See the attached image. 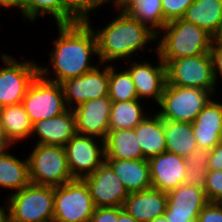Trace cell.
I'll return each mask as SVG.
<instances>
[{
  "label": "cell",
  "mask_w": 222,
  "mask_h": 222,
  "mask_svg": "<svg viewBox=\"0 0 222 222\" xmlns=\"http://www.w3.org/2000/svg\"><path fill=\"white\" fill-rule=\"evenodd\" d=\"M93 20L72 24H56L57 36L53 39V47L49 52V66L39 64V75L51 82L61 84L67 79L79 77L98 64L92 62L93 56L98 58V48Z\"/></svg>",
  "instance_id": "1"
},
{
  "label": "cell",
  "mask_w": 222,
  "mask_h": 222,
  "mask_svg": "<svg viewBox=\"0 0 222 222\" xmlns=\"http://www.w3.org/2000/svg\"><path fill=\"white\" fill-rule=\"evenodd\" d=\"M113 6V11L117 12L115 18L108 19L110 21L102 28H93L97 40V60L102 64H115L114 62L119 61L125 64V61L131 60L136 54H141L138 52L157 51V34L118 6ZM153 42L155 48L148 46Z\"/></svg>",
  "instance_id": "2"
},
{
  "label": "cell",
  "mask_w": 222,
  "mask_h": 222,
  "mask_svg": "<svg viewBox=\"0 0 222 222\" xmlns=\"http://www.w3.org/2000/svg\"><path fill=\"white\" fill-rule=\"evenodd\" d=\"M213 39L206 30L180 18L157 34V53L167 65L171 60L209 53Z\"/></svg>",
  "instance_id": "3"
},
{
  "label": "cell",
  "mask_w": 222,
  "mask_h": 222,
  "mask_svg": "<svg viewBox=\"0 0 222 222\" xmlns=\"http://www.w3.org/2000/svg\"><path fill=\"white\" fill-rule=\"evenodd\" d=\"M7 222H44L54 216V186L29 184L6 196Z\"/></svg>",
  "instance_id": "4"
},
{
  "label": "cell",
  "mask_w": 222,
  "mask_h": 222,
  "mask_svg": "<svg viewBox=\"0 0 222 222\" xmlns=\"http://www.w3.org/2000/svg\"><path fill=\"white\" fill-rule=\"evenodd\" d=\"M27 160L31 184L55 187L73 180L63 146L35 144Z\"/></svg>",
  "instance_id": "5"
},
{
  "label": "cell",
  "mask_w": 222,
  "mask_h": 222,
  "mask_svg": "<svg viewBox=\"0 0 222 222\" xmlns=\"http://www.w3.org/2000/svg\"><path fill=\"white\" fill-rule=\"evenodd\" d=\"M214 95L207 90L166 83L156 113L165 120L193 123Z\"/></svg>",
  "instance_id": "6"
},
{
  "label": "cell",
  "mask_w": 222,
  "mask_h": 222,
  "mask_svg": "<svg viewBox=\"0 0 222 222\" xmlns=\"http://www.w3.org/2000/svg\"><path fill=\"white\" fill-rule=\"evenodd\" d=\"M0 58L3 63L0 66V108L22 103L29 86L39 75V63L34 59L19 61L4 52Z\"/></svg>",
  "instance_id": "7"
},
{
  "label": "cell",
  "mask_w": 222,
  "mask_h": 222,
  "mask_svg": "<svg viewBox=\"0 0 222 222\" xmlns=\"http://www.w3.org/2000/svg\"><path fill=\"white\" fill-rule=\"evenodd\" d=\"M166 70L168 84L207 90L214 96L219 92L214 80L210 52L171 60L166 65Z\"/></svg>",
  "instance_id": "8"
},
{
  "label": "cell",
  "mask_w": 222,
  "mask_h": 222,
  "mask_svg": "<svg viewBox=\"0 0 222 222\" xmlns=\"http://www.w3.org/2000/svg\"><path fill=\"white\" fill-rule=\"evenodd\" d=\"M95 206L83 179L54 187V216L60 222H90Z\"/></svg>",
  "instance_id": "9"
},
{
  "label": "cell",
  "mask_w": 222,
  "mask_h": 222,
  "mask_svg": "<svg viewBox=\"0 0 222 222\" xmlns=\"http://www.w3.org/2000/svg\"><path fill=\"white\" fill-rule=\"evenodd\" d=\"M22 105L32 124L59 116L68 110L62 85L40 75L29 86Z\"/></svg>",
  "instance_id": "10"
},
{
  "label": "cell",
  "mask_w": 222,
  "mask_h": 222,
  "mask_svg": "<svg viewBox=\"0 0 222 222\" xmlns=\"http://www.w3.org/2000/svg\"><path fill=\"white\" fill-rule=\"evenodd\" d=\"M73 179L91 175L105 161L104 140L76 133L64 146Z\"/></svg>",
  "instance_id": "11"
},
{
  "label": "cell",
  "mask_w": 222,
  "mask_h": 222,
  "mask_svg": "<svg viewBox=\"0 0 222 222\" xmlns=\"http://www.w3.org/2000/svg\"><path fill=\"white\" fill-rule=\"evenodd\" d=\"M157 56L156 63L154 61L142 60L138 61L136 56L133 61H126V69L129 71L133 83L136 87L138 99L145 101L152 100L156 106L160 103L161 97L167 83L166 65L161 60L160 55L155 51ZM136 60V61H135ZM151 62V63H150ZM130 63V64H129ZM155 63V65H154ZM150 98V99H149Z\"/></svg>",
  "instance_id": "12"
},
{
  "label": "cell",
  "mask_w": 222,
  "mask_h": 222,
  "mask_svg": "<svg viewBox=\"0 0 222 222\" xmlns=\"http://www.w3.org/2000/svg\"><path fill=\"white\" fill-rule=\"evenodd\" d=\"M61 85L68 109H74L91 99L108 96L109 64L100 63L93 70L79 77L67 79Z\"/></svg>",
  "instance_id": "13"
},
{
  "label": "cell",
  "mask_w": 222,
  "mask_h": 222,
  "mask_svg": "<svg viewBox=\"0 0 222 222\" xmlns=\"http://www.w3.org/2000/svg\"><path fill=\"white\" fill-rule=\"evenodd\" d=\"M83 180L88 186L95 207H123L129 195L122 181L106 161Z\"/></svg>",
  "instance_id": "14"
},
{
  "label": "cell",
  "mask_w": 222,
  "mask_h": 222,
  "mask_svg": "<svg viewBox=\"0 0 222 222\" xmlns=\"http://www.w3.org/2000/svg\"><path fill=\"white\" fill-rule=\"evenodd\" d=\"M207 203L203 188L184 183L167 193L164 216L168 222H197L199 213Z\"/></svg>",
  "instance_id": "15"
},
{
  "label": "cell",
  "mask_w": 222,
  "mask_h": 222,
  "mask_svg": "<svg viewBox=\"0 0 222 222\" xmlns=\"http://www.w3.org/2000/svg\"><path fill=\"white\" fill-rule=\"evenodd\" d=\"M111 107L109 96L91 99L75 107L77 133L104 140L109 132Z\"/></svg>",
  "instance_id": "16"
},
{
  "label": "cell",
  "mask_w": 222,
  "mask_h": 222,
  "mask_svg": "<svg viewBox=\"0 0 222 222\" xmlns=\"http://www.w3.org/2000/svg\"><path fill=\"white\" fill-rule=\"evenodd\" d=\"M148 163L152 188L168 193L184 184L185 157L166 151L148 159Z\"/></svg>",
  "instance_id": "17"
},
{
  "label": "cell",
  "mask_w": 222,
  "mask_h": 222,
  "mask_svg": "<svg viewBox=\"0 0 222 222\" xmlns=\"http://www.w3.org/2000/svg\"><path fill=\"white\" fill-rule=\"evenodd\" d=\"M76 133L75 114L68 109L59 116L33 123L30 138L37 141L35 144L64 147Z\"/></svg>",
  "instance_id": "18"
},
{
  "label": "cell",
  "mask_w": 222,
  "mask_h": 222,
  "mask_svg": "<svg viewBox=\"0 0 222 222\" xmlns=\"http://www.w3.org/2000/svg\"><path fill=\"white\" fill-rule=\"evenodd\" d=\"M213 96L197 115L192 123L193 134L198 148L212 150L219 140V130L222 124V103ZM218 100V102H217Z\"/></svg>",
  "instance_id": "19"
},
{
  "label": "cell",
  "mask_w": 222,
  "mask_h": 222,
  "mask_svg": "<svg viewBox=\"0 0 222 222\" xmlns=\"http://www.w3.org/2000/svg\"><path fill=\"white\" fill-rule=\"evenodd\" d=\"M123 210L138 222H150L163 216L167 208V193L150 188L129 193L124 201Z\"/></svg>",
  "instance_id": "20"
},
{
  "label": "cell",
  "mask_w": 222,
  "mask_h": 222,
  "mask_svg": "<svg viewBox=\"0 0 222 222\" xmlns=\"http://www.w3.org/2000/svg\"><path fill=\"white\" fill-rule=\"evenodd\" d=\"M122 181L128 193L152 188L150 167L147 159H105Z\"/></svg>",
  "instance_id": "21"
},
{
  "label": "cell",
  "mask_w": 222,
  "mask_h": 222,
  "mask_svg": "<svg viewBox=\"0 0 222 222\" xmlns=\"http://www.w3.org/2000/svg\"><path fill=\"white\" fill-rule=\"evenodd\" d=\"M134 132L145 159L166 152L163 119L153 110L134 128Z\"/></svg>",
  "instance_id": "22"
},
{
  "label": "cell",
  "mask_w": 222,
  "mask_h": 222,
  "mask_svg": "<svg viewBox=\"0 0 222 222\" xmlns=\"http://www.w3.org/2000/svg\"><path fill=\"white\" fill-rule=\"evenodd\" d=\"M104 150L105 159H145L134 129L109 130L104 139Z\"/></svg>",
  "instance_id": "23"
},
{
  "label": "cell",
  "mask_w": 222,
  "mask_h": 222,
  "mask_svg": "<svg viewBox=\"0 0 222 222\" xmlns=\"http://www.w3.org/2000/svg\"><path fill=\"white\" fill-rule=\"evenodd\" d=\"M182 19L194 23L215 38L222 26V0H194Z\"/></svg>",
  "instance_id": "24"
},
{
  "label": "cell",
  "mask_w": 222,
  "mask_h": 222,
  "mask_svg": "<svg viewBox=\"0 0 222 222\" xmlns=\"http://www.w3.org/2000/svg\"><path fill=\"white\" fill-rule=\"evenodd\" d=\"M118 7L156 34L165 26L161 0H123Z\"/></svg>",
  "instance_id": "25"
},
{
  "label": "cell",
  "mask_w": 222,
  "mask_h": 222,
  "mask_svg": "<svg viewBox=\"0 0 222 222\" xmlns=\"http://www.w3.org/2000/svg\"><path fill=\"white\" fill-rule=\"evenodd\" d=\"M19 157L11 152L0 156V188L3 191L9 189L14 193L30 184L27 157L23 160Z\"/></svg>",
  "instance_id": "26"
},
{
  "label": "cell",
  "mask_w": 222,
  "mask_h": 222,
  "mask_svg": "<svg viewBox=\"0 0 222 222\" xmlns=\"http://www.w3.org/2000/svg\"><path fill=\"white\" fill-rule=\"evenodd\" d=\"M163 128L167 152L186 158L194 149L198 148L193 134L192 123L163 119Z\"/></svg>",
  "instance_id": "27"
},
{
  "label": "cell",
  "mask_w": 222,
  "mask_h": 222,
  "mask_svg": "<svg viewBox=\"0 0 222 222\" xmlns=\"http://www.w3.org/2000/svg\"><path fill=\"white\" fill-rule=\"evenodd\" d=\"M0 117L7 137L15 146L30 139L32 123L22 103L1 107Z\"/></svg>",
  "instance_id": "28"
},
{
  "label": "cell",
  "mask_w": 222,
  "mask_h": 222,
  "mask_svg": "<svg viewBox=\"0 0 222 222\" xmlns=\"http://www.w3.org/2000/svg\"><path fill=\"white\" fill-rule=\"evenodd\" d=\"M143 104L139 99L112 102L109 130L134 129L151 111Z\"/></svg>",
  "instance_id": "29"
},
{
  "label": "cell",
  "mask_w": 222,
  "mask_h": 222,
  "mask_svg": "<svg viewBox=\"0 0 222 222\" xmlns=\"http://www.w3.org/2000/svg\"><path fill=\"white\" fill-rule=\"evenodd\" d=\"M19 13L26 22L35 23L39 17L48 15L55 19V24H65L63 0H20Z\"/></svg>",
  "instance_id": "30"
},
{
  "label": "cell",
  "mask_w": 222,
  "mask_h": 222,
  "mask_svg": "<svg viewBox=\"0 0 222 222\" xmlns=\"http://www.w3.org/2000/svg\"><path fill=\"white\" fill-rule=\"evenodd\" d=\"M117 64H109V98L112 102L138 99L136 87L129 71L125 67L118 70Z\"/></svg>",
  "instance_id": "31"
},
{
  "label": "cell",
  "mask_w": 222,
  "mask_h": 222,
  "mask_svg": "<svg viewBox=\"0 0 222 222\" xmlns=\"http://www.w3.org/2000/svg\"><path fill=\"white\" fill-rule=\"evenodd\" d=\"M210 153L211 150L197 148L185 158L186 177L184 183L186 185L204 187Z\"/></svg>",
  "instance_id": "32"
},
{
  "label": "cell",
  "mask_w": 222,
  "mask_h": 222,
  "mask_svg": "<svg viewBox=\"0 0 222 222\" xmlns=\"http://www.w3.org/2000/svg\"><path fill=\"white\" fill-rule=\"evenodd\" d=\"M65 24L87 22L94 11L102 6L113 4L112 0H63Z\"/></svg>",
  "instance_id": "33"
},
{
  "label": "cell",
  "mask_w": 222,
  "mask_h": 222,
  "mask_svg": "<svg viewBox=\"0 0 222 222\" xmlns=\"http://www.w3.org/2000/svg\"><path fill=\"white\" fill-rule=\"evenodd\" d=\"M203 189L208 202L222 203V171L208 170Z\"/></svg>",
  "instance_id": "34"
},
{
  "label": "cell",
  "mask_w": 222,
  "mask_h": 222,
  "mask_svg": "<svg viewBox=\"0 0 222 222\" xmlns=\"http://www.w3.org/2000/svg\"><path fill=\"white\" fill-rule=\"evenodd\" d=\"M194 0H161L165 25L184 16Z\"/></svg>",
  "instance_id": "35"
},
{
  "label": "cell",
  "mask_w": 222,
  "mask_h": 222,
  "mask_svg": "<svg viewBox=\"0 0 222 222\" xmlns=\"http://www.w3.org/2000/svg\"><path fill=\"white\" fill-rule=\"evenodd\" d=\"M197 222H222V203L208 202L199 213Z\"/></svg>",
  "instance_id": "36"
},
{
  "label": "cell",
  "mask_w": 222,
  "mask_h": 222,
  "mask_svg": "<svg viewBox=\"0 0 222 222\" xmlns=\"http://www.w3.org/2000/svg\"><path fill=\"white\" fill-rule=\"evenodd\" d=\"M210 54L213 61L214 80L218 86V83L222 84V80H220V78L222 79V42L217 41L214 38L211 45ZM219 80L221 82H219Z\"/></svg>",
  "instance_id": "37"
},
{
  "label": "cell",
  "mask_w": 222,
  "mask_h": 222,
  "mask_svg": "<svg viewBox=\"0 0 222 222\" xmlns=\"http://www.w3.org/2000/svg\"><path fill=\"white\" fill-rule=\"evenodd\" d=\"M90 222H118V207H95Z\"/></svg>",
  "instance_id": "38"
},
{
  "label": "cell",
  "mask_w": 222,
  "mask_h": 222,
  "mask_svg": "<svg viewBox=\"0 0 222 222\" xmlns=\"http://www.w3.org/2000/svg\"><path fill=\"white\" fill-rule=\"evenodd\" d=\"M208 170L222 171V142L217 144L210 153L208 161Z\"/></svg>",
  "instance_id": "39"
},
{
  "label": "cell",
  "mask_w": 222,
  "mask_h": 222,
  "mask_svg": "<svg viewBox=\"0 0 222 222\" xmlns=\"http://www.w3.org/2000/svg\"><path fill=\"white\" fill-rule=\"evenodd\" d=\"M19 0H0V9H4L5 11L7 10H14L17 9L19 10ZM7 9V10H6Z\"/></svg>",
  "instance_id": "40"
},
{
  "label": "cell",
  "mask_w": 222,
  "mask_h": 222,
  "mask_svg": "<svg viewBox=\"0 0 222 222\" xmlns=\"http://www.w3.org/2000/svg\"><path fill=\"white\" fill-rule=\"evenodd\" d=\"M118 222H138L122 207H118Z\"/></svg>",
  "instance_id": "41"
},
{
  "label": "cell",
  "mask_w": 222,
  "mask_h": 222,
  "mask_svg": "<svg viewBox=\"0 0 222 222\" xmlns=\"http://www.w3.org/2000/svg\"><path fill=\"white\" fill-rule=\"evenodd\" d=\"M15 144H13L10 140H0V156L8 153V150H11L14 147Z\"/></svg>",
  "instance_id": "42"
},
{
  "label": "cell",
  "mask_w": 222,
  "mask_h": 222,
  "mask_svg": "<svg viewBox=\"0 0 222 222\" xmlns=\"http://www.w3.org/2000/svg\"><path fill=\"white\" fill-rule=\"evenodd\" d=\"M0 222H7V208L6 204L0 208Z\"/></svg>",
  "instance_id": "43"
},
{
  "label": "cell",
  "mask_w": 222,
  "mask_h": 222,
  "mask_svg": "<svg viewBox=\"0 0 222 222\" xmlns=\"http://www.w3.org/2000/svg\"><path fill=\"white\" fill-rule=\"evenodd\" d=\"M0 140H9L5 133L4 125L1 122V117H0Z\"/></svg>",
  "instance_id": "44"
},
{
  "label": "cell",
  "mask_w": 222,
  "mask_h": 222,
  "mask_svg": "<svg viewBox=\"0 0 222 222\" xmlns=\"http://www.w3.org/2000/svg\"><path fill=\"white\" fill-rule=\"evenodd\" d=\"M150 222H168V220L166 219V217L163 215V216H160V217H157L156 219L150 221Z\"/></svg>",
  "instance_id": "45"
},
{
  "label": "cell",
  "mask_w": 222,
  "mask_h": 222,
  "mask_svg": "<svg viewBox=\"0 0 222 222\" xmlns=\"http://www.w3.org/2000/svg\"><path fill=\"white\" fill-rule=\"evenodd\" d=\"M215 39L217 41L222 42V26H221V29H220L219 33L216 35Z\"/></svg>",
  "instance_id": "46"
},
{
  "label": "cell",
  "mask_w": 222,
  "mask_h": 222,
  "mask_svg": "<svg viewBox=\"0 0 222 222\" xmlns=\"http://www.w3.org/2000/svg\"><path fill=\"white\" fill-rule=\"evenodd\" d=\"M123 0H112L113 4L115 6H118Z\"/></svg>",
  "instance_id": "47"
},
{
  "label": "cell",
  "mask_w": 222,
  "mask_h": 222,
  "mask_svg": "<svg viewBox=\"0 0 222 222\" xmlns=\"http://www.w3.org/2000/svg\"><path fill=\"white\" fill-rule=\"evenodd\" d=\"M219 140L222 142V124H221V129L219 130Z\"/></svg>",
  "instance_id": "48"
},
{
  "label": "cell",
  "mask_w": 222,
  "mask_h": 222,
  "mask_svg": "<svg viewBox=\"0 0 222 222\" xmlns=\"http://www.w3.org/2000/svg\"><path fill=\"white\" fill-rule=\"evenodd\" d=\"M44 222H56V220L55 219H51V220L44 221Z\"/></svg>",
  "instance_id": "49"
}]
</instances>
